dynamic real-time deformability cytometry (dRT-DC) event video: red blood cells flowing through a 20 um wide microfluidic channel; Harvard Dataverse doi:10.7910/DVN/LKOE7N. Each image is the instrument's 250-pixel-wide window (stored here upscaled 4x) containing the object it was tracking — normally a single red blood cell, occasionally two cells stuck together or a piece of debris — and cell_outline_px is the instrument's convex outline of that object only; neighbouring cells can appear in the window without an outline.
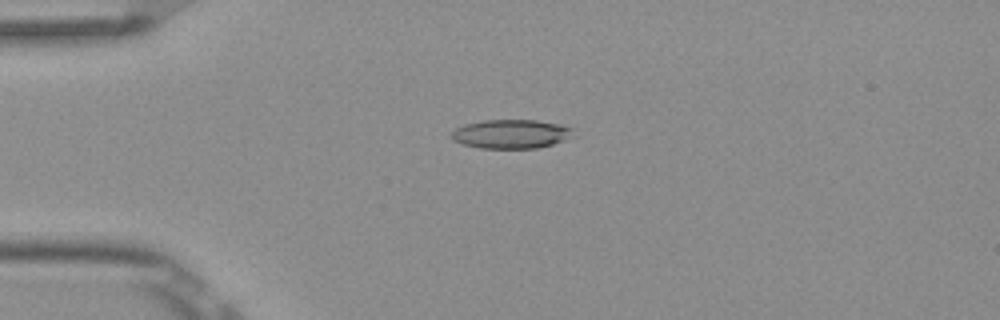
{"species": "Egyptian fruit bat (a non-hibernating species)", "species_latin": "Rousettus aegyptiacus", "temperature_condition": "room temperature", "stored_images_in_passage": 5, "camera_frame_rate_fps": 3000, "um_per_image_px": 0.085, "frame": {"image": 1, "passage_image": 4, "time_ms": 1.0, "image_size_px": [1000, 320], "cell_outline_px": [[572, 136], [564, 140], [552, 144], [536, 148], [480, 148], [464, 144], [452, 140], [448, 136], [456, 128], [464, 124], [484, 120], [536, 120], [556, 124], [572, 128]], "centroid_in_image_um": [43.38, 11.39], "position_along_channel_um": 41.6, "area_um2": 20.4}}